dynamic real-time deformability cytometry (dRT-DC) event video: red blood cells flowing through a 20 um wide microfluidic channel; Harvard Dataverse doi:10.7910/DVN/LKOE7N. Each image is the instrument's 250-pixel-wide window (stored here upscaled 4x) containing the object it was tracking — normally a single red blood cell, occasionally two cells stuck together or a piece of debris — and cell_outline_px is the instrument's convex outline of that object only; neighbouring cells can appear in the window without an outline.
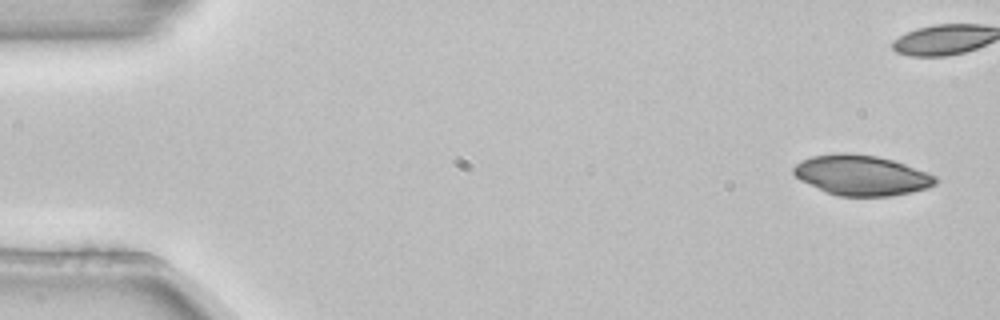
{"species": "common noctule bat (a hibernating species)", "species_latin": "Nyctalus noctula", "temperature_condition": "room temperature", "stored_images_in_passage": 5, "camera_frame_rate_fps": 3000, "um_per_image_px": 0.085, "animal": {"sex": "female", "body_mass_g": 22.7, "forearm_length_mm": 54.2}, "frame": {"image": 1, "passage_image": 1, "time_ms": 0.0, "image_size_px": [1000, 320], "cell_outline_px": [[940, 180], [936, 184], [912, 192], [892, 196], [840, 196], [824, 192], [800, 180], [792, 172], [792, 168], [800, 160], [812, 156], [836, 152], [848, 152], [876, 156], [892, 160], [904, 164], [936, 176]], "centroid_in_image_um": [73.18, 14.89], "position_along_channel_um": 11.8, "area_um2": 33.41}}